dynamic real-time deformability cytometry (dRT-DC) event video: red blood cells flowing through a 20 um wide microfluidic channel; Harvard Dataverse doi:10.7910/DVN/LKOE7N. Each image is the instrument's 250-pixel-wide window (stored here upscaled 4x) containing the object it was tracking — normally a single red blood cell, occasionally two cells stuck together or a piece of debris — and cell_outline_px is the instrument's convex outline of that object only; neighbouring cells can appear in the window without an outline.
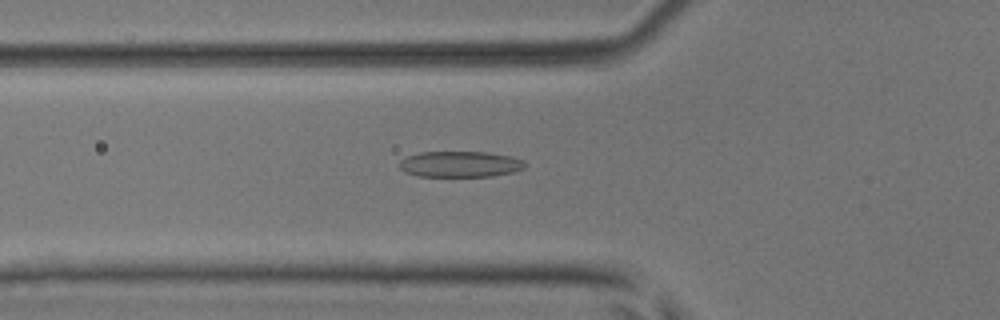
{"species": "common noctule bat (a hibernating species)", "species_latin": "Nyctalus noctula", "temperature_condition": "room temperature", "stored_images_in_passage": 31, "camera_frame_rate_fps": 3000, "um_per_image_px": 0.085, "animal": {"sex": "male", "body_mass_g": 17.9, "forearm_length_mm": 54.2}, "frame": {"image": 1, "passage_image": 3, "time_ms": 0.667, "image_size_px": [1000, 320], "cell_outline_px": [[524, 168], [512, 172], [492, 176], [420, 176], [404, 172], [400, 168], [400, 160], [408, 156], [420, 152], [488, 152], [512, 156], [524, 160]], "centroid_in_image_um": [39.11, 13.95], "position_along_channel_um": 86.7, "area_um2": 18.9}}
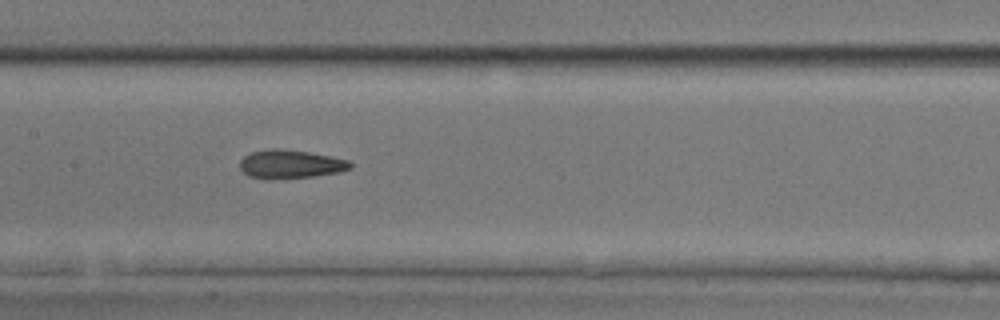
{"frame": {"image": 2, "passage_image": 10, "time_ms": 3.0, "image_size_px": [1000, 320], "cell_outline_px": [[352, 168], [340, 172], [312, 176], [248, 176], [240, 168], [240, 160], [244, 156], [252, 152], [268, 148], [276, 148], [308, 152], [348, 160], [352, 164]], "centroid_in_image_um": [24.72, 13.9], "position_along_channel_um": 182.7, "area_um2": 17.46}}
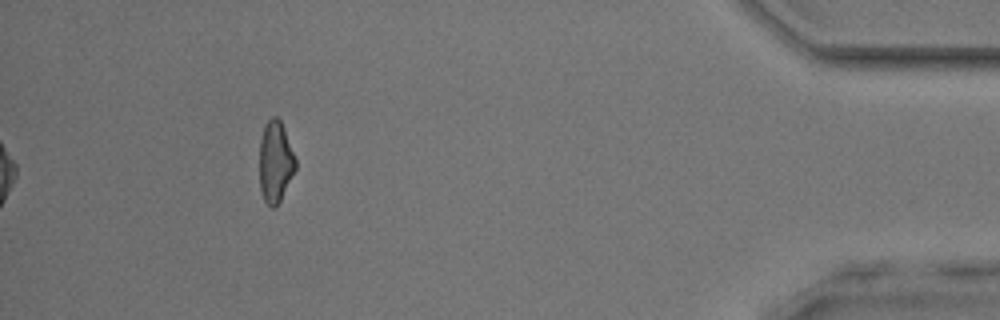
{"frame": {"image": 3, "passage_image": 31, "time_ms": 10.0, "image_size_px": [1000, 320], "cell_outline_px": [[296, 168], [276, 208], [272, 208], [264, 200], [260, 188], [260, 140], [264, 124], [272, 116], [276, 116], [280, 120], [284, 128], [296, 160]], "centroid_in_image_um": [23.4, 13.74], "position_along_channel_um": 411.8, "area_um2": 16.99}, "authors_computed_cell_mechanics": {"area_um2": 18.3804, "velocity_mm_per_s": 4.0968, "shape_relaxation_time_tau1_ms": 5.8347, "shape_relaxation_time_tau2_ms": 2.3124, "deformation_change_tau1": 0.1795, "deformation_change_tau2": 0.1151}}